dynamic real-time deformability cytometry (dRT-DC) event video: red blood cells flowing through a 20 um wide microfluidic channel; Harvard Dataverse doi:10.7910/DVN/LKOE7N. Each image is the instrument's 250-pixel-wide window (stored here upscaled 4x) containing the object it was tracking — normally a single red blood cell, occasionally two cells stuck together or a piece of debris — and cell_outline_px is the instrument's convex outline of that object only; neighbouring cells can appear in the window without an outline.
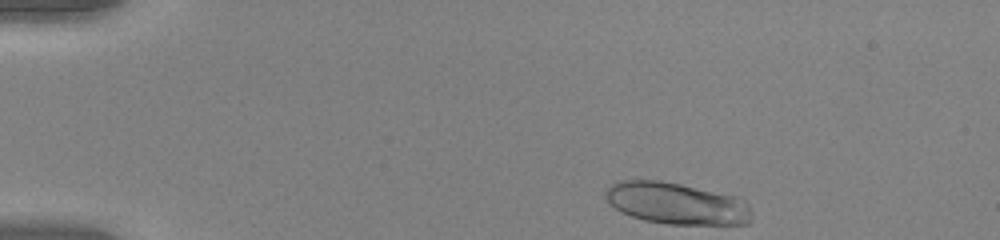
{"species": "human", "species_latin": "Homo sapiens", "temperature_condition": "warm", "stored_images_in_passage": 44, "camera_frame_rate_fps": 3000, "um_per_image_px": 0.085, "donor": {"sex": "female"}, "frame": {"image": 1, "passage_image": 1, "time_ms": 0.0, "image_size_px": [1000, 240], "cell_outline_px": [[752, 220], [748, 224], [668, 224], [644, 220], [632, 216], [608, 204], [604, 196], [604, 192], [612, 184], [620, 180], [660, 180], [680, 184], [736, 196], [744, 200], [748, 204], [752, 212]], "centroid_in_image_um": [57.52, 17.29], "position_along_channel_um": 27.5, "area_um2": 35.6}}
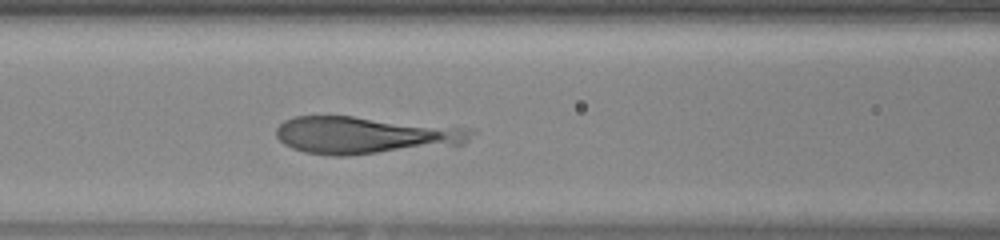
{"frame": {"image": 2, "passage_image": 16, "time_ms": 5.0, "image_size_px": [1000, 240], "cell_outline_px": [[476, 128], [468, 140], [464, 144], [456, 148], [348, 156], [332, 156], [304, 152], [292, 148], [284, 144], [276, 136], [276, 128], [284, 120], [296, 116], [352, 116]], "centroid_in_image_um": [31.2, 11.52], "position_along_channel_um": 135.4, "area_um2": 43.99}}
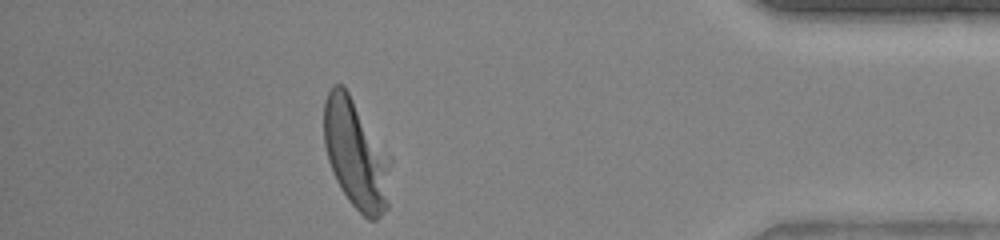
{"frame": {"image": 3, "passage_image": 39, "time_ms": 12.667, "image_size_px": [1000, 240], "cell_outline_px": [[392, 164], [388, 208], [376, 220], [368, 220], [348, 200], [340, 188], [332, 172], [328, 160], [324, 144], [324, 100], [332, 84], [344, 84], [392, 156]], "centroid_in_image_um": [30.29, 13.09], "position_along_channel_um": 404.9, "area_um2": 43.58}}